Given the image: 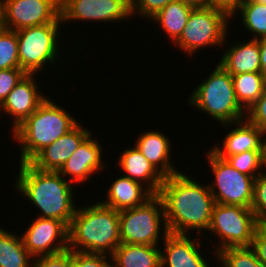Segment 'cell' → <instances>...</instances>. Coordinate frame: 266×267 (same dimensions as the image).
<instances>
[{"label":"cell","mask_w":266,"mask_h":267,"mask_svg":"<svg viewBox=\"0 0 266 267\" xmlns=\"http://www.w3.org/2000/svg\"><path fill=\"white\" fill-rule=\"evenodd\" d=\"M206 152L205 159L210 173H213V179L210 178L213 181L208 186L215 203L251 208L254 178L233 168L211 149Z\"/></svg>","instance_id":"10"},{"label":"cell","mask_w":266,"mask_h":267,"mask_svg":"<svg viewBox=\"0 0 266 267\" xmlns=\"http://www.w3.org/2000/svg\"><path fill=\"white\" fill-rule=\"evenodd\" d=\"M250 248L256 258L266 266V222H258Z\"/></svg>","instance_id":"37"},{"label":"cell","mask_w":266,"mask_h":267,"mask_svg":"<svg viewBox=\"0 0 266 267\" xmlns=\"http://www.w3.org/2000/svg\"><path fill=\"white\" fill-rule=\"evenodd\" d=\"M231 22V18L218 9L194 8L180 37L172 44L187 55L188 59L205 48H222L227 34L233 36L229 30L233 24Z\"/></svg>","instance_id":"7"},{"label":"cell","mask_w":266,"mask_h":267,"mask_svg":"<svg viewBox=\"0 0 266 267\" xmlns=\"http://www.w3.org/2000/svg\"><path fill=\"white\" fill-rule=\"evenodd\" d=\"M107 187L102 205L121 211L143 205L153 194L141 183L123 175L115 177Z\"/></svg>","instance_id":"22"},{"label":"cell","mask_w":266,"mask_h":267,"mask_svg":"<svg viewBox=\"0 0 266 267\" xmlns=\"http://www.w3.org/2000/svg\"><path fill=\"white\" fill-rule=\"evenodd\" d=\"M193 9L182 0H175L161 9L148 22L157 24L156 26L166 33L164 35H167L170 42L174 43L180 37Z\"/></svg>","instance_id":"24"},{"label":"cell","mask_w":266,"mask_h":267,"mask_svg":"<svg viewBox=\"0 0 266 267\" xmlns=\"http://www.w3.org/2000/svg\"><path fill=\"white\" fill-rule=\"evenodd\" d=\"M257 224L251 208L215 203L207 231L217 236L215 242L218 240V243L212 244L214 249L209 251L210 257L216 262L217 253L225 248L250 247Z\"/></svg>","instance_id":"9"},{"label":"cell","mask_w":266,"mask_h":267,"mask_svg":"<svg viewBox=\"0 0 266 267\" xmlns=\"http://www.w3.org/2000/svg\"><path fill=\"white\" fill-rule=\"evenodd\" d=\"M234 14L241 19L244 31L250 32V39H260L266 37V5L244 0L239 10Z\"/></svg>","instance_id":"27"},{"label":"cell","mask_w":266,"mask_h":267,"mask_svg":"<svg viewBox=\"0 0 266 267\" xmlns=\"http://www.w3.org/2000/svg\"><path fill=\"white\" fill-rule=\"evenodd\" d=\"M232 127V128H231ZM227 133L211 150L220 158L240 154L250 150H266V134L246 118L240 121L221 124ZM219 143V144H218Z\"/></svg>","instance_id":"17"},{"label":"cell","mask_w":266,"mask_h":267,"mask_svg":"<svg viewBox=\"0 0 266 267\" xmlns=\"http://www.w3.org/2000/svg\"><path fill=\"white\" fill-rule=\"evenodd\" d=\"M119 229L121 243L160 245L169 234L162 199L153 195L143 205L119 211Z\"/></svg>","instance_id":"8"},{"label":"cell","mask_w":266,"mask_h":267,"mask_svg":"<svg viewBox=\"0 0 266 267\" xmlns=\"http://www.w3.org/2000/svg\"><path fill=\"white\" fill-rule=\"evenodd\" d=\"M33 259L21 235L0 225V267H32Z\"/></svg>","instance_id":"25"},{"label":"cell","mask_w":266,"mask_h":267,"mask_svg":"<svg viewBox=\"0 0 266 267\" xmlns=\"http://www.w3.org/2000/svg\"><path fill=\"white\" fill-rule=\"evenodd\" d=\"M235 97L240 106L247 111L263 94L266 77L261 72L232 75Z\"/></svg>","instance_id":"26"},{"label":"cell","mask_w":266,"mask_h":267,"mask_svg":"<svg viewBox=\"0 0 266 267\" xmlns=\"http://www.w3.org/2000/svg\"><path fill=\"white\" fill-rule=\"evenodd\" d=\"M202 81L192 89L189 106L210 116L218 125L245 119L246 111L235 97L232 75L221 64L214 66Z\"/></svg>","instance_id":"5"},{"label":"cell","mask_w":266,"mask_h":267,"mask_svg":"<svg viewBox=\"0 0 266 267\" xmlns=\"http://www.w3.org/2000/svg\"><path fill=\"white\" fill-rule=\"evenodd\" d=\"M169 233L160 245L161 267H211L201 250L203 236ZM197 237V238H196ZM164 244V245H163Z\"/></svg>","instance_id":"16"},{"label":"cell","mask_w":266,"mask_h":267,"mask_svg":"<svg viewBox=\"0 0 266 267\" xmlns=\"http://www.w3.org/2000/svg\"><path fill=\"white\" fill-rule=\"evenodd\" d=\"M63 108L48 95L36 111L10 133L13 142L19 146L20 163L29 162L39 151L79 123L72 112Z\"/></svg>","instance_id":"4"},{"label":"cell","mask_w":266,"mask_h":267,"mask_svg":"<svg viewBox=\"0 0 266 267\" xmlns=\"http://www.w3.org/2000/svg\"><path fill=\"white\" fill-rule=\"evenodd\" d=\"M252 1L266 5V0H252Z\"/></svg>","instance_id":"42"},{"label":"cell","mask_w":266,"mask_h":267,"mask_svg":"<svg viewBox=\"0 0 266 267\" xmlns=\"http://www.w3.org/2000/svg\"><path fill=\"white\" fill-rule=\"evenodd\" d=\"M172 141L170 136L158 130H145L139 133L135 140V147L150 162V164L164 177L180 172L171 162Z\"/></svg>","instance_id":"20"},{"label":"cell","mask_w":266,"mask_h":267,"mask_svg":"<svg viewBox=\"0 0 266 267\" xmlns=\"http://www.w3.org/2000/svg\"><path fill=\"white\" fill-rule=\"evenodd\" d=\"M72 250L67 249L54 255L40 256L33 259L32 267H71Z\"/></svg>","instance_id":"36"},{"label":"cell","mask_w":266,"mask_h":267,"mask_svg":"<svg viewBox=\"0 0 266 267\" xmlns=\"http://www.w3.org/2000/svg\"><path fill=\"white\" fill-rule=\"evenodd\" d=\"M226 161L239 172L255 179L266 170V150H250L231 155Z\"/></svg>","instance_id":"28"},{"label":"cell","mask_w":266,"mask_h":267,"mask_svg":"<svg viewBox=\"0 0 266 267\" xmlns=\"http://www.w3.org/2000/svg\"><path fill=\"white\" fill-rule=\"evenodd\" d=\"M229 35L227 34L225 42L222 46L221 58L218 60L219 64L231 75L240 73L261 72L260 64V49L259 42L256 39L242 38L233 42H229ZM228 40V41H227ZM244 40V41H243ZM229 44V46H228ZM227 45V46H226ZM226 50V51H225Z\"/></svg>","instance_id":"19"},{"label":"cell","mask_w":266,"mask_h":267,"mask_svg":"<svg viewBox=\"0 0 266 267\" xmlns=\"http://www.w3.org/2000/svg\"><path fill=\"white\" fill-rule=\"evenodd\" d=\"M260 49L261 73L266 77V37L257 39Z\"/></svg>","instance_id":"39"},{"label":"cell","mask_w":266,"mask_h":267,"mask_svg":"<svg viewBox=\"0 0 266 267\" xmlns=\"http://www.w3.org/2000/svg\"><path fill=\"white\" fill-rule=\"evenodd\" d=\"M111 259L112 267H161L160 245L120 243Z\"/></svg>","instance_id":"23"},{"label":"cell","mask_w":266,"mask_h":267,"mask_svg":"<svg viewBox=\"0 0 266 267\" xmlns=\"http://www.w3.org/2000/svg\"><path fill=\"white\" fill-rule=\"evenodd\" d=\"M198 181L181 170L164 178L158 196L163 201L169 233L190 235L194 231L199 236L207 234L215 199L208 183Z\"/></svg>","instance_id":"1"},{"label":"cell","mask_w":266,"mask_h":267,"mask_svg":"<svg viewBox=\"0 0 266 267\" xmlns=\"http://www.w3.org/2000/svg\"><path fill=\"white\" fill-rule=\"evenodd\" d=\"M77 206L69 226V250L112 255L120 242L119 211L99 200ZM91 204V205H90Z\"/></svg>","instance_id":"3"},{"label":"cell","mask_w":266,"mask_h":267,"mask_svg":"<svg viewBox=\"0 0 266 267\" xmlns=\"http://www.w3.org/2000/svg\"><path fill=\"white\" fill-rule=\"evenodd\" d=\"M30 225L21 231L25 248L33 257L54 255L69 247V227L54 218L34 217Z\"/></svg>","instance_id":"12"},{"label":"cell","mask_w":266,"mask_h":267,"mask_svg":"<svg viewBox=\"0 0 266 267\" xmlns=\"http://www.w3.org/2000/svg\"><path fill=\"white\" fill-rule=\"evenodd\" d=\"M251 209L258 222H266V170L254 179Z\"/></svg>","instance_id":"31"},{"label":"cell","mask_w":266,"mask_h":267,"mask_svg":"<svg viewBox=\"0 0 266 267\" xmlns=\"http://www.w3.org/2000/svg\"><path fill=\"white\" fill-rule=\"evenodd\" d=\"M18 170L12 187L30 205L38 208L40 214L35 216L54 218L69 227L78 205L75 203L78 201L75 199L77 186L58 171H42L29 162L19 163Z\"/></svg>","instance_id":"2"},{"label":"cell","mask_w":266,"mask_h":267,"mask_svg":"<svg viewBox=\"0 0 266 267\" xmlns=\"http://www.w3.org/2000/svg\"><path fill=\"white\" fill-rule=\"evenodd\" d=\"M25 75L20 68L0 70V105Z\"/></svg>","instance_id":"34"},{"label":"cell","mask_w":266,"mask_h":267,"mask_svg":"<svg viewBox=\"0 0 266 267\" xmlns=\"http://www.w3.org/2000/svg\"><path fill=\"white\" fill-rule=\"evenodd\" d=\"M244 0H209V7L225 12L233 21Z\"/></svg>","instance_id":"38"},{"label":"cell","mask_w":266,"mask_h":267,"mask_svg":"<svg viewBox=\"0 0 266 267\" xmlns=\"http://www.w3.org/2000/svg\"><path fill=\"white\" fill-rule=\"evenodd\" d=\"M91 133L79 122L65 135L39 151L29 163L42 171H59Z\"/></svg>","instance_id":"18"},{"label":"cell","mask_w":266,"mask_h":267,"mask_svg":"<svg viewBox=\"0 0 266 267\" xmlns=\"http://www.w3.org/2000/svg\"><path fill=\"white\" fill-rule=\"evenodd\" d=\"M217 263L221 267H266L250 247H229L217 253Z\"/></svg>","instance_id":"29"},{"label":"cell","mask_w":266,"mask_h":267,"mask_svg":"<svg viewBox=\"0 0 266 267\" xmlns=\"http://www.w3.org/2000/svg\"><path fill=\"white\" fill-rule=\"evenodd\" d=\"M38 74H26L8 94L0 105V113L10 117V132L19 126L26 118L36 111L38 106L46 99L47 95L40 89ZM40 87V88H39ZM44 94H43V93ZM0 117H3V114ZM12 117V118H11ZM12 119V120H11Z\"/></svg>","instance_id":"14"},{"label":"cell","mask_w":266,"mask_h":267,"mask_svg":"<svg viewBox=\"0 0 266 267\" xmlns=\"http://www.w3.org/2000/svg\"><path fill=\"white\" fill-rule=\"evenodd\" d=\"M61 28L65 27L59 17L52 23L17 30L20 69L26 74H43L44 77L48 71L46 68L52 69L53 64L61 61L64 58L60 55L64 49L61 45L66 36V34L63 35Z\"/></svg>","instance_id":"6"},{"label":"cell","mask_w":266,"mask_h":267,"mask_svg":"<svg viewBox=\"0 0 266 267\" xmlns=\"http://www.w3.org/2000/svg\"><path fill=\"white\" fill-rule=\"evenodd\" d=\"M173 1L175 0H132L133 17L138 15L142 19L150 20L161 9Z\"/></svg>","instance_id":"33"},{"label":"cell","mask_w":266,"mask_h":267,"mask_svg":"<svg viewBox=\"0 0 266 267\" xmlns=\"http://www.w3.org/2000/svg\"><path fill=\"white\" fill-rule=\"evenodd\" d=\"M71 267H112L110 255L72 250Z\"/></svg>","instance_id":"32"},{"label":"cell","mask_w":266,"mask_h":267,"mask_svg":"<svg viewBox=\"0 0 266 267\" xmlns=\"http://www.w3.org/2000/svg\"><path fill=\"white\" fill-rule=\"evenodd\" d=\"M60 17L65 26L73 21L111 26L133 18L132 0H60Z\"/></svg>","instance_id":"11"},{"label":"cell","mask_w":266,"mask_h":267,"mask_svg":"<svg viewBox=\"0 0 266 267\" xmlns=\"http://www.w3.org/2000/svg\"><path fill=\"white\" fill-rule=\"evenodd\" d=\"M103 149L101 143L96 137L94 139L91 133L58 172L74 185H79V189L81 183L87 184V181H92L91 178L95 174L98 176L99 172L106 169L107 163L102 159L105 155Z\"/></svg>","instance_id":"15"},{"label":"cell","mask_w":266,"mask_h":267,"mask_svg":"<svg viewBox=\"0 0 266 267\" xmlns=\"http://www.w3.org/2000/svg\"><path fill=\"white\" fill-rule=\"evenodd\" d=\"M128 146L121 151L115 162L118 163L116 167L122 170L121 175L141 183L153 195H158L165 177L150 164L135 145Z\"/></svg>","instance_id":"21"},{"label":"cell","mask_w":266,"mask_h":267,"mask_svg":"<svg viewBox=\"0 0 266 267\" xmlns=\"http://www.w3.org/2000/svg\"><path fill=\"white\" fill-rule=\"evenodd\" d=\"M245 118L266 134V87L258 100L247 109Z\"/></svg>","instance_id":"35"},{"label":"cell","mask_w":266,"mask_h":267,"mask_svg":"<svg viewBox=\"0 0 266 267\" xmlns=\"http://www.w3.org/2000/svg\"><path fill=\"white\" fill-rule=\"evenodd\" d=\"M20 68L16 31L4 29L0 33V70Z\"/></svg>","instance_id":"30"},{"label":"cell","mask_w":266,"mask_h":267,"mask_svg":"<svg viewBox=\"0 0 266 267\" xmlns=\"http://www.w3.org/2000/svg\"><path fill=\"white\" fill-rule=\"evenodd\" d=\"M5 29L2 11L0 9V33Z\"/></svg>","instance_id":"41"},{"label":"cell","mask_w":266,"mask_h":267,"mask_svg":"<svg viewBox=\"0 0 266 267\" xmlns=\"http://www.w3.org/2000/svg\"><path fill=\"white\" fill-rule=\"evenodd\" d=\"M5 29L17 31L55 22L60 17V0H0Z\"/></svg>","instance_id":"13"},{"label":"cell","mask_w":266,"mask_h":267,"mask_svg":"<svg viewBox=\"0 0 266 267\" xmlns=\"http://www.w3.org/2000/svg\"><path fill=\"white\" fill-rule=\"evenodd\" d=\"M185 4L193 8H206L209 7V0H182Z\"/></svg>","instance_id":"40"}]
</instances>
